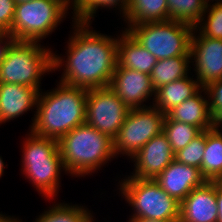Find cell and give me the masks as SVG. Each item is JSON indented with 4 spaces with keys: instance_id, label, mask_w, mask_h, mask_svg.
<instances>
[{
    "instance_id": "cell-1",
    "label": "cell",
    "mask_w": 222,
    "mask_h": 222,
    "mask_svg": "<svg viewBox=\"0 0 222 222\" xmlns=\"http://www.w3.org/2000/svg\"><path fill=\"white\" fill-rule=\"evenodd\" d=\"M71 24L66 55H52L53 72L63 71L59 82L87 90L109 86L117 64L118 33H100L92 22Z\"/></svg>"
},
{
    "instance_id": "cell-2",
    "label": "cell",
    "mask_w": 222,
    "mask_h": 222,
    "mask_svg": "<svg viewBox=\"0 0 222 222\" xmlns=\"http://www.w3.org/2000/svg\"><path fill=\"white\" fill-rule=\"evenodd\" d=\"M56 82L55 88L39 92L28 130L59 141L75 127L85 123L88 90Z\"/></svg>"
},
{
    "instance_id": "cell-3",
    "label": "cell",
    "mask_w": 222,
    "mask_h": 222,
    "mask_svg": "<svg viewBox=\"0 0 222 222\" xmlns=\"http://www.w3.org/2000/svg\"><path fill=\"white\" fill-rule=\"evenodd\" d=\"M58 144L67 176L74 178L93 176L117 158L114 140L86 122L65 134Z\"/></svg>"
},
{
    "instance_id": "cell-4",
    "label": "cell",
    "mask_w": 222,
    "mask_h": 222,
    "mask_svg": "<svg viewBox=\"0 0 222 222\" xmlns=\"http://www.w3.org/2000/svg\"><path fill=\"white\" fill-rule=\"evenodd\" d=\"M21 174L46 201L57 198L61 172L67 174L61 158L58 140L42 137L30 130L23 137Z\"/></svg>"
},
{
    "instance_id": "cell-5",
    "label": "cell",
    "mask_w": 222,
    "mask_h": 222,
    "mask_svg": "<svg viewBox=\"0 0 222 222\" xmlns=\"http://www.w3.org/2000/svg\"><path fill=\"white\" fill-rule=\"evenodd\" d=\"M52 55L51 47L40 42L14 41L0 62V83L25 85L40 92L43 77L53 73Z\"/></svg>"
},
{
    "instance_id": "cell-6",
    "label": "cell",
    "mask_w": 222,
    "mask_h": 222,
    "mask_svg": "<svg viewBox=\"0 0 222 222\" xmlns=\"http://www.w3.org/2000/svg\"><path fill=\"white\" fill-rule=\"evenodd\" d=\"M124 176L118 180L119 190H116L118 197L121 195L130 206V218L179 221L180 202L167 194L155 180Z\"/></svg>"
},
{
    "instance_id": "cell-7",
    "label": "cell",
    "mask_w": 222,
    "mask_h": 222,
    "mask_svg": "<svg viewBox=\"0 0 222 222\" xmlns=\"http://www.w3.org/2000/svg\"><path fill=\"white\" fill-rule=\"evenodd\" d=\"M126 31L157 60L190 56L194 31L190 24L169 19L131 25Z\"/></svg>"
},
{
    "instance_id": "cell-8",
    "label": "cell",
    "mask_w": 222,
    "mask_h": 222,
    "mask_svg": "<svg viewBox=\"0 0 222 222\" xmlns=\"http://www.w3.org/2000/svg\"><path fill=\"white\" fill-rule=\"evenodd\" d=\"M69 10L58 0L16 3L10 34L15 41L40 42L62 24Z\"/></svg>"
},
{
    "instance_id": "cell-9",
    "label": "cell",
    "mask_w": 222,
    "mask_h": 222,
    "mask_svg": "<svg viewBox=\"0 0 222 222\" xmlns=\"http://www.w3.org/2000/svg\"><path fill=\"white\" fill-rule=\"evenodd\" d=\"M165 116L153 106L130 109L113 139L116 157L127 156V161L132 158L152 137L163 131Z\"/></svg>"
},
{
    "instance_id": "cell-10",
    "label": "cell",
    "mask_w": 222,
    "mask_h": 222,
    "mask_svg": "<svg viewBox=\"0 0 222 222\" xmlns=\"http://www.w3.org/2000/svg\"><path fill=\"white\" fill-rule=\"evenodd\" d=\"M129 110L109 86L88 89L85 122L100 133L114 139Z\"/></svg>"
},
{
    "instance_id": "cell-11",
    "label": "cell",
    "mask_w": 222,
    "mask_h": 222,
    "mask_svg": "<svg viewBox=\"0 0 222 222\" xmlns=\"http://www.w3.org/2000/svg\"><path fill=\"white\" fill-rule=\"evenodd\" d=\"M190 64L202 88L222 80V39L203 37L195 29L191 37Z\"/></svg>"
},
{
    "instance_id": "cell-12",
    "label": "cell",
    "mask_w": 222,
    "mask_h": 222,
    "mask_svg": "<svg viewBox=\"0 0 222 222\" xmlns=\"http://www.w3.org/2000/svg\"><path fill=\"white\" fill-rule=\"evenodd\" d=\"M109 87L129 109L147 108L153 104L155 90L148 74L116 64Z\"/></svg>"
},
{
    "instance_id": "cell-13",
    "label": "cell",
    "mask_w": 222,
    "mask_h": 222,
    "mask_svg": "<svg viewBox=\"0 0 222 222\" xmlns=\"http://www.w3.org/2000/svg\"><path fill=\"white\" fill-rule=\"evenodd\" d=\"M175 153L172 151L168 138L162 131L152 137L132 158L133 171L127 175L139 179H153L174 160Z\"/></svg>"
},
{
    "instance_id": "cell-14",
    "label": "cell",
    "mask_w": 222,
    "mask_h": 222,
    "mask_svg": "<svg viewBox=\"0 0 222 222\" xmlns=\"http://www.w3.org/2000/svg\"><path fill=\"white\" fill-rule=\"evenodd\" d=\"M216 181H206L180 203L179 222H217Z\"/></svg>"
},
{
    "instance_id": "cell-15",
    "label": "cell",
    "mask_w": 222,
    "mask_h": 222,
    "mask_svg": "<svg viewBox=\"0 0 222 222\" xmlns=\"http://www.w3.org/2000/svg\"><path fill=\"white\" fill-rule=\"evenodd\" d=\"M160 187L178 202L195 188L202 186L206 180L200 169L173 160L155 179Z\"/></svg>"
},
{
    "instance_id": "cell-16",
    "label": "cell",
    "mask_w": 222,
    "mask_h": 222,
    "mask_svg": "<svg viewBox=\"0 0 222 222\" xmlns=\"http://www.w3.org/2000/svg\"><path fill=\"white\" fill-rule=\"evenodd\" d=\"M38 95L39 91L32 87L0 83V125L36 110Z\"/></svg>"
},
{
    "instance_id": "cell-17",
    "label": "cell",
    "mask_w": 222,
    "mask_h": 222,
    "mask_svg": "<svg viewBox=\"0 0 222 222\" xmlns=\"http://www.w3.org/2000/svg\"><path fill=\"white\" fill-rule=\"evenodd\" d=\"M176 120L198 127L201 131L213 128V114L210 111L209 95L201 88L195 95L187 98L166 114Z\"/></svg>"
},
{
    "instance_id": "cell-18",
    "label": "cell",
    "mask_w": 222,
    "mask_h": 222,
    "mask_svg": "<svg viewBox=\"0 0 222 222\" xmlns=\"http://www.w3.org/2000/svg\"><path fill=\"white\" fill-rule=\"evenodd\" d=\"M117 44V64L150 75L157 58L149 53L126 31L119 30Z\"/></svg>"
},
{
    "instance_id": "cell-19",
    "label": "cell",
    "mask_w": 222,
    "mask_h": 222,
    "mask_svg": "<svg viewBox=\"0 0 222 222\" xmlns=\"http://www.w3.org/2000/svg\"><path fill=\"white\" fill-rule=\"evenodd\" d=\"M201 88L195 76L192 73L188 74L155 90L152 106L166 115L187 98L195 95Z\"/></svg>"
},
{
    "instance_id": "cell-20",
    "label": "cell",
    "mask_w": 222,
    "mask_h": 222,
    "mask_svg": "<svg viewBox=\"0 0 222 222\" xmlns=\"http://www.w3.org/2000/svg\"><path fill=\"white\" fill-rule=\"evenodd\" d=\"M122 19L125 23L123 30L135 24L169 20L167 0H128Z\"/></svg>"
},
{
    "instance_id": "cell-21",
    "label": "cell",
    "mask_w": 222,
    "mask_h": 222,
    "mask_svg": "<svg viewBox=\"0 0 222 222\" xmlns=\"http://www.w3.org/2000/svg\"><path fill=\"white\" fill-rule=\"evenodd\" d=\"M200 173L209 182L222 177V129L206 130V147Z\"/></svg>"
},
{
    "instance_id": "cell-22",
    "label": "cell",
    "mask_w": 222,
    "mask_h": 222,
    "mask_svg": "<svg viewBox=\"0 0 222 222\" xmlns=\"http://www.w3.org/2000/svg\"><path fill=\"white\" fill-rule=\"evenodd\" d=\"M50 205L48 209L44 210L40 215L36 216L32 222H94L97 218L95 213L91 212L87 206L82 204H73L56 202ZM82 205V206H81Z\"/></svg>"
},
{
    "instance_id": "cell-23",
    "label": "cell",
    "mask_w": 222,
    "mask_h": 222,
    "mask_svg": "<svg viewBox=\"0 0 222 222\" xmlns=\"http://www.w3.org/2000/svg\"><path fill=\"white\" fill-rule=\"evenodd\" d=\"M190 56H177L157 60L150 78L154 90L161 86L187 76L191 72Z\"/></svg>"
},
{
    "instance_id": "cell-24",
    "label": "cell",
    "mask_w": 222,
    "mask_h": 222,
    "mask_svg": "<svg viewBox=\"0 0 222 222\" xmlns=\"http://www.w3.org/2000/svg\"><path fill=\"white\" fill-rule=\"evenodd\" d=\"M128 0H76L71 13L72 21L76 22H93L98 13L99 8L102 10H116L120 12V18H123L127 11ZM118 10V11H117ZM122 14V16H121Z\"/></svg>"
},
{
    "instance_id": "cell-25",
    "label": "cell",
    "mask_w": 222,
    "mask_h": 222,
    "mask_svg": "<svg viewBox=\"0 0 222 222\" xmlns=\"http://www.w3.org/2000/svg\"><path fill=\"white\" fill-rule=\"evenodd\" d=\"M163 132L168 138L174 153L185 148L202 131L191 124L171 120L167 115L163 122Z\"/></svg>"
},
{
    "instance_id": "cell-26",
    "label": "cell",
    "mask_w": 222,
    "mask_h": 222,
    "mask_svg": "<svg viewBox=\"0 0 222 222\" xmlns=\"http://www.w3.org/2000/svg\"><path fill=\"white\" fill-rule=\"evenodd\" d=\"M169 19L195 26L206 9L203 0H167Z\"/></svg>"
},
{
    "instance_id": "cell-27",
    "label": "cell",
    "mask_w": 222,
    "mask_h": 222,
    "mask_svg": "<svg viewBox=\"0 0 222 222\" xmlns=\"http://www.w3.org/2000/svg\"><path fill=\"white\" fill-rule=\"evenodd\" d=\"M194 29L203 37L222 39V4L206 7Z\"/></svg>"
},
{
    "instance_id": "cell-28",
    "label": "cell",
    "mask_w": 222,
    "mask_h": 222,
    "mask_svg": "<svg viewBox=\"0 0 222 222\" xmlns=\"http://www.w3.org/2000/svg\"><path fill=\"white\" fill-rule=\"evenodd\" d=\"M206 147V130L196 136L185 148L175 153L174 160L179 163L201 168Z\"/></svg>"
},
{
    "instance_id": "cell-29",
    "label": "cell",
    "mask_w": 222,
    "mask_h": 222,
    "mask_svg": "<svg viewBox=\"0 0 222 222\" xmlns=\"http://www.w3.org/2000/svg\"><path fill=\"white\" fill-rule=\"evenodd\" d=\"M15 0H0V30L10 32L14 13Z\"/></svg>"
},
{
    "instance_id": "cell-30",
    "label": "cell",
    "mask_w": 222,
    "mask_h": 222,
    "mask_svg": "<svg viewBox=\"0 0 222 222\" xmlns=\"http://www.w3.org/2000/svg\"><path fill=\"white\" fill-rule=\"evenodd\" d=\"M206 89L209 95L210 111L213 114L222 106V80L212 82Z\"/></svg>"
},
{
    "instance_id": "cell-31",
    "label": "cell",
    "mask_w": 222,
    "mask_h": 222,
    "mask_svg": "<svg viewBox=\"0 0 222 222\" xmlns=\"http://www.w3.org/2000/svg\"><path fill=\"white\" fill-rule=\"evenodd\" d=\"M15 41L8 31H0V62L5 58L7 50Z\"/></svg>"
},
{
    "instance_id": "cell-32",
    "label": "cell",
    "mask_w": 222,
    "mask_h": 222,
    "mask_svg": "<svg viewBox=\"0 0 222 222\" xmlns=\"http://www.w3.org/2000/svg\"><path fill=\"white\" fill-rule=\"evenodd\" d=\"M216 201L218 207L217 222H222V183L219 180H216Z\"/></svg>"
},
{
    "instance_id": "cell-33",
    "label": "cell",
    "mask_w": 222,
    "mask_h": 222,
    "mask_svg": "<svg viewBox=\"0 0 222 222\" xmlns=\"http://www.w3.org/2000/svg\"><path fill=\"white\" fill-rule=\"evenodd\" d=\"M213 128L222 129V106L213 113Z\"/></svg>"
},
{
    "instance_id": "cell-34",
    "label": "cell",
    "mask_w": 222,
    "mask_h": 222,
    "mask_svg": "<svg viewBox=\"0 0 222 222\" xmlns=\"http://www.w3.org/2000/svg\"><path fill=\"white\" fill-rule=\"evenodd\" d=\"M23 220L19 219V217L17 216H11V215H7V214H4L0 213V222H22Z\"/></svg>"
},
{
    "instance_id": "cell-35",
    "label": "cell",
    "mask_w": 222,
    "mask_h": 222,
    "mask_svg": "<svg viewBox=\"0 0 222 222\" xmlns=\"http://www.w3.org/2000/svg\"><path fill=\"white\" fill-rule=\"evenodd\" d=\"M128 222H179V221H159L154 219H146V218H128Z\"/></svg>"
},
{
    "instance_id": "cell-36",
    "label": "cell",
    "mask_w": 222,
    "mask_h": 222,
    "mask_svg": "<svg viewBox=\"0 0 222 222\" xmlns=\"http://www.w3.org/2000/svg\"><path fill=\"white\" fill-rule=\"evenodd\" d=\"M60 3H62L68 10H73L74 3L76 0H58Z\"/></svg>"
},
{
    "instance_id": "cell-37",
    "label": "cell",
    "mask_w": 222,
    "mask_h": 222,
    "mask_svg": "<svg viewBox=\"0 0 222 222\" xmlns=\"http://www.w3.org/2000/svg\"><path fill=\"white\" fill-rule=\"evenodd\" d=\"M205 7L222 4V0H203Z\"/></svg>"
},
{
    "instance_id": "cell-38",
    "label": "cell",
    "mask_w": 222,
    "mask_h": 222,
    "mask_svg": "<svg viewBox=\"0 0 222 222\" xmlns=\"http://www.w3.org/2000/svg\"><path fill=\"white\" fill-rule=\"evenodd\" d=\"M5 162L3 161L2 155H0V178L3 177L4 169L8 166H6Z\"/></svg>"
},
{
    "instance_id": "cell-39",
    "label": "cell",
    "mask_w": 222,
    "mask_h": 222,
    "mask_svg": "<svg viewBox=\"0 0 222 222\" xmlns=\"http://www.w3.org/2000/svg\"><path fill=\"white\" fill-rule=\"evenodd\" d=\"M16 1V3H20V2H30V1H33V0H15Z\"/></svg>"
}]
</instances>
